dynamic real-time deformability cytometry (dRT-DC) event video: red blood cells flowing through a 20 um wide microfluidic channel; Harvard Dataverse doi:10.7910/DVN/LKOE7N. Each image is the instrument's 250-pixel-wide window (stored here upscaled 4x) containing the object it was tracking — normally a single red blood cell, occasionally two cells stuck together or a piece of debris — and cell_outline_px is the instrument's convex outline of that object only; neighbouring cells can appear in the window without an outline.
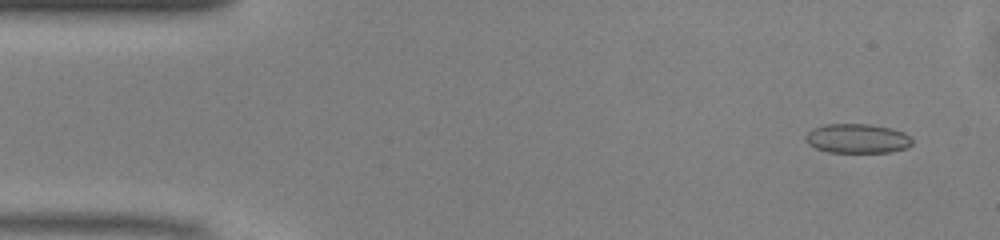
{"species": "common noctule bat (a hibernating species)", "species_latin": "Nyctalus noctula", "temperature_condition": "warm", "stored_images_in_passage": 49, "camera_frame_rate_fps": 3000, "um_per_image_px": 0.085, "animal": {"sex": "male", "body_mass_g": 13.0, "forearm_length_mm": 53.1}, "frame": {"image": 1, "passage_image": 3, "time_ms": 0.667, "image_size_px": [1000, 240], "cell_outline_px": [[912, 144], [908, 148], [892, 152], [828, 152], [816, 148], [808, 144], [804, 140], [804, 136], [812, 128], [824, 124], [868, 124], [892, 128], [904, 132], [912, 140]], "centroid_in_image_um": [72.86, 11.77], "position_along_channel_um": 12.1, "area_um2": 18.44}}
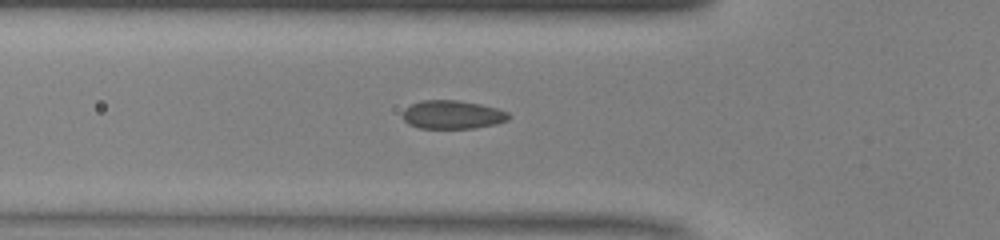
{"frame": {"image": 2, "passage_image": 16, "time_ms": 5.0, "image_size_px": [1000, 240], "cell_outline_px": [[512, 116], [508, 120], [496, 124], [476, 128], [420, 128], [408, 124], [404, 120], [404, 108], [420, 100], [456, 100], [480, 104], [496, 108], [508, 112]], "centroid_in_image_um": [38.48, 9.75], "position_along_channel_um": 87.3, "area_um2": 17.63}}
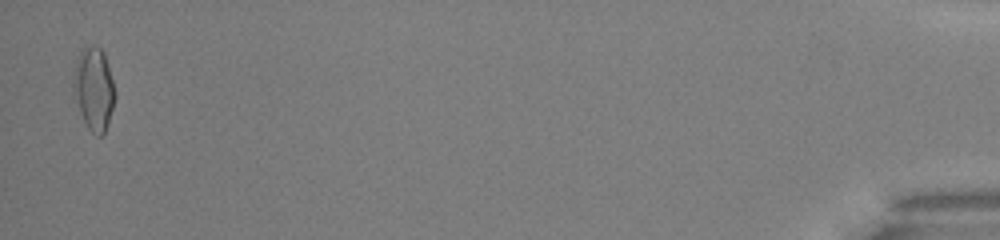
{"frame": {"image": 3, "passage_image": 48, "time_ms": 15.667, "image_size_px": [1000, 240], "cell_outline_px": [[116, 96], [104, 132], [100, 136], [96, 136], [88, 128], [80, 112], [72, 88], [72, 84], [76, 64], [80, 52], [88, 44], [92, 44], [100, 48], [104, 52], [116, 92]], "centroid_in_image_um": [7.98, 7.52], "position_along_channel_um": 427.2, "area_um2": 19.83}, "authors_computed_cell_mechanics": {"area_um2": 17.7446, "velocity_mm_per_s": 4.1431, "shape_relaxation_time_tau1_ms": null, "shape_relaxation_time_tau2_ms": 1.1924, "deformation_change_tau1": null, "deformation_change_tau2": 0.0568}}